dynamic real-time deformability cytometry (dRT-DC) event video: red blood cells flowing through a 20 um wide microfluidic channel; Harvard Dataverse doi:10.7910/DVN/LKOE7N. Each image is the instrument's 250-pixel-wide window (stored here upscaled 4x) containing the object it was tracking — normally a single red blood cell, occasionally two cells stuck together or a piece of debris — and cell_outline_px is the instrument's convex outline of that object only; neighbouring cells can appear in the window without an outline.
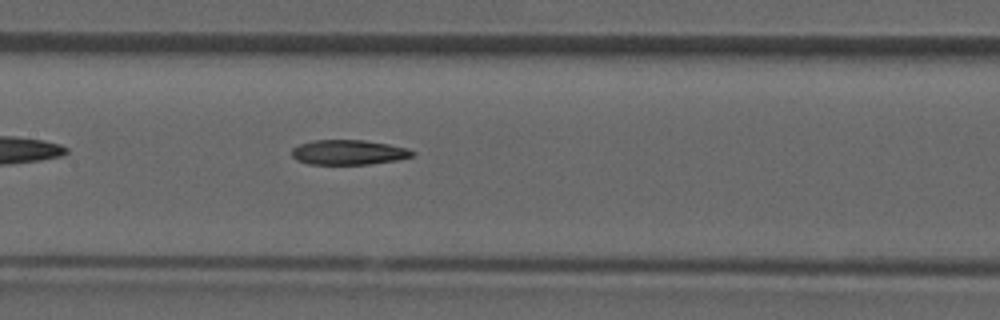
{"species": "common noctule bat (a hibernating species)", "species_latin": "Nyctalus noctula", "temperature_condition": "room temperature", "stored_images_in_passage": 28, "camera_frame_rate_fps": 3000, "um_per_image_px": 0.085, "animal": {"sex": "male", "forearm_length_mm": 52.5}, "frame": {"image": 1, "passage_image": 8, "time_ms": 2.333, "image_size_px": [1000, 320], "cell_outline_px": [[416, 156], [400, 160], [372, 164], [308, 164], [296, 160], [292, 156], [292, 148], [300, 144], [312, 140], [364, 140], [388, 144], [408, 148], [416, 152]], "centroid_in_image_um": [29.68, 12.95], "position_along_channel_um": 177.7, "area_um2": 17.74}}